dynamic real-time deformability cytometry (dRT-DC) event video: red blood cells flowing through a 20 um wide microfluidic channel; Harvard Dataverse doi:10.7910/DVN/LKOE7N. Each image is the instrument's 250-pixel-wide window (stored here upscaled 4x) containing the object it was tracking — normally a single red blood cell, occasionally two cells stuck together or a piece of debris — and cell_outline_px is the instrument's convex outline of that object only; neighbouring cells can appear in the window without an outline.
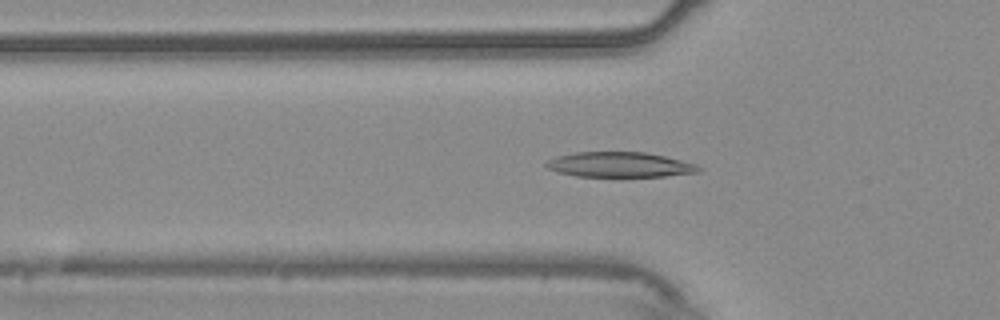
{"species": "common noctule bat (a hibernating species)", "species_latin": "Nyctalus noctula", "temperature_condition": "warm", "stored_images_in_passage": 53, "camera_frame_rate_fps": 3000, "um_per_image_px": 0.085, "animal": {"sex": "male", "body_mass_g": 20.4}, "frame": {"image": 1, "passage_image": 17, "time_ms": 5.333, "image_size_px": [1000, 320], "cell_outline_px": [[704, 168], [700, 172], [664, 176], [576, 176], [560, 172], [548, 168], [544, 164], [548, 160], [556, 156], [576, 152], [644, 152], [664, 156], [696, 164]], "centroid_in_image_um": [52.7, 13.99], "position_along_channel_um": 73.1, "area_um2": 22.14}}
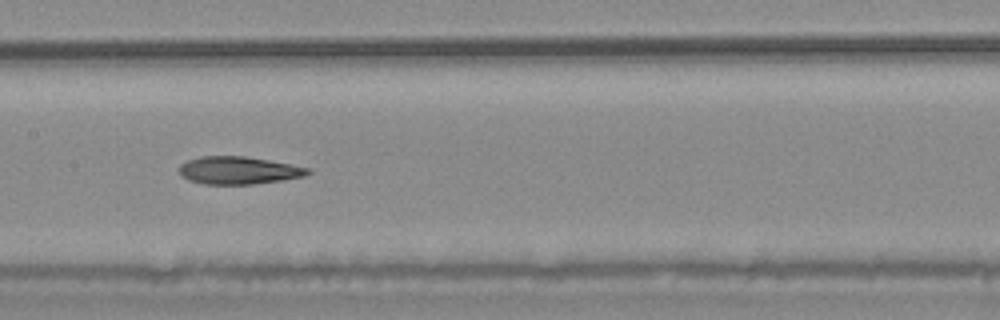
{"frame": {"image": 2, "passage_image": 26, "time_ms": 8.333, "image_size_px": [1000, 320], "cell_outline_px": [[312, 172], [304, 176], [280, 180], [252, 184], [204, 184], [188, 180], [180, 176], [180, 164], [188, 160], [200, 156], [244, 156], [268, 160], [308, 168]], "centroid_in_image_um": [20.22, 14.48], "position_along_channel_um": 187.2, "area_um2": 20.52}}
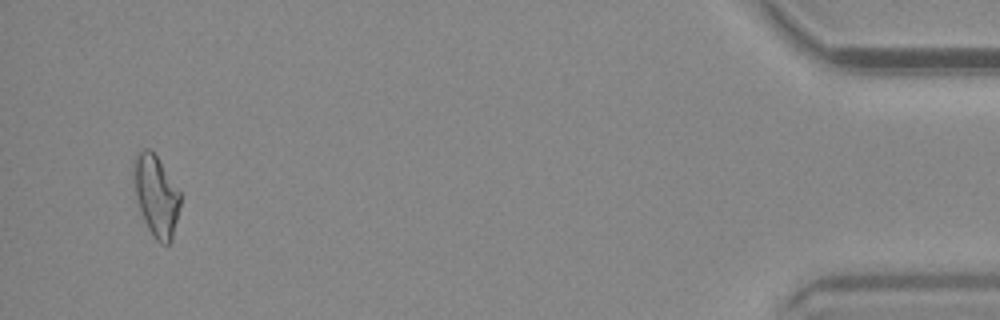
{"frame": {"image": 3, "passage_image": 51, "time_ms": 16.667, "image_size_px": [1000, 320], "cell_outline_px": [[180, 204], [172, 240], [168, 244], [160, 244], [152, 236], [144, 220], [136, 196], [132, 176], [132, 160], [136, 152], [144, 148], [148, 148], [156, 156], [180, 192]], "centroid_in_image_um": [13.23, 16.62], "position_along_channel_um": 422.0, "area_um2": 21.96}, "authors_computed_cell_mechanics": {"area_um2": 21.5016, "velocity_mm_per_s": 3.7683, "shape_relaxation_time_tau1_ms": null, "shape_relaxation_time_tau2_ms": 9.3513, "deformation_change_tau1": null, "deformation_change_tau2": 0.1968}}